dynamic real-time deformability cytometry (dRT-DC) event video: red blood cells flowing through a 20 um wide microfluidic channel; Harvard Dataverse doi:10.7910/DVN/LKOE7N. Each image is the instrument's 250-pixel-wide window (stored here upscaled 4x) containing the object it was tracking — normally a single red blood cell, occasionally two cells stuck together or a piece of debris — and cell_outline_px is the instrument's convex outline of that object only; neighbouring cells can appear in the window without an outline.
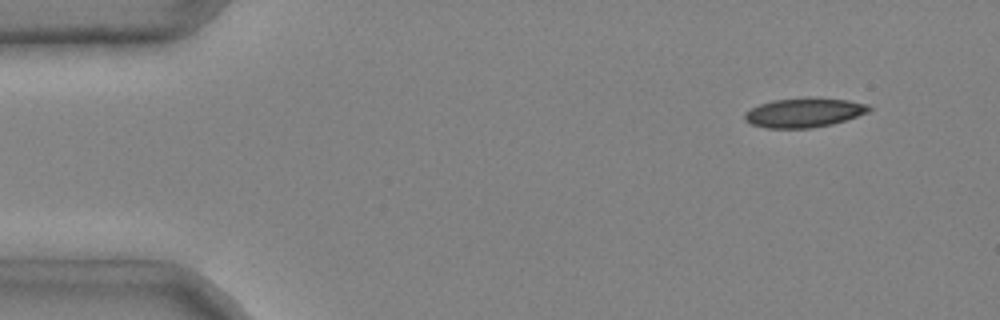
{"species": "common noctule bat (a hibernating species)", "species_latin": "Nyctalus noctula", "temperature_condition": "cold", "stored_images_in_passage": 4, "camera_frame_rate_fps": 3000, "um_per_image_px": 0.085, "animal": {"sex": "male", "body_mass_g": 20.4}, "frame": {"image": 1, "passage_image": 1, "time_ms": 0.0, "image_size_px": [1000, 320], "cell_outline_px": [[872, 108], [868, 112], [832, 124], [812, 128], [764, 128], [752, 124], [744, 120], [744, 112], [760, 104], [772, 100], [848, 100], [868, 104]], "centroid_in_image_um": [68.3, 9.62], "position_along_channel_um": 16.7, "area_um2": 20.4}}